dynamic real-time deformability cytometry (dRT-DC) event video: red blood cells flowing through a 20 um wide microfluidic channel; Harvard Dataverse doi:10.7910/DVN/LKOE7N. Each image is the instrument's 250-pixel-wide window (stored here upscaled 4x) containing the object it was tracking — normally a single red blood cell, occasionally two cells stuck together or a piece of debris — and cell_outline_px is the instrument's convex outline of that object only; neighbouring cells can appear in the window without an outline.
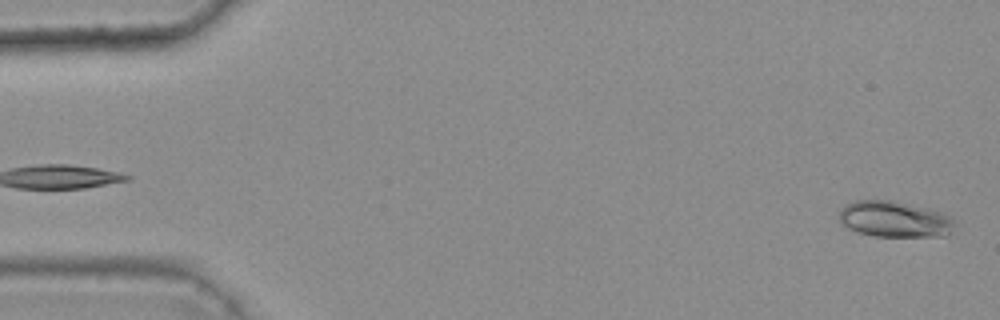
{"species": "common noctule bat (a hibernating species)", "species_latin": "Nyctalus noctula", "temperature_condition": "warm", "stored_images_in_passage": 46, "camera_frame_rate_fps": 3000, "um_per_image_px": 0.085, "animal": {"sex": "female", "body_mass_g": 25.1}, "frame": {"image": 1, "passage_image": 1, "time_ms": 0.0, "image_size_px": [1000, 320], "cell_outline_px": [[956, 224], [948, 236], [872, 236], [856, 232], [840, 224], [840, 208], [856, 200], [892, 200], [928, 208], [944, 212], [952, 216]], "centroid_in_image_um": [76.07, 18.63], "position_along_channel_um": 8.9, "area_um2": 24.62}}
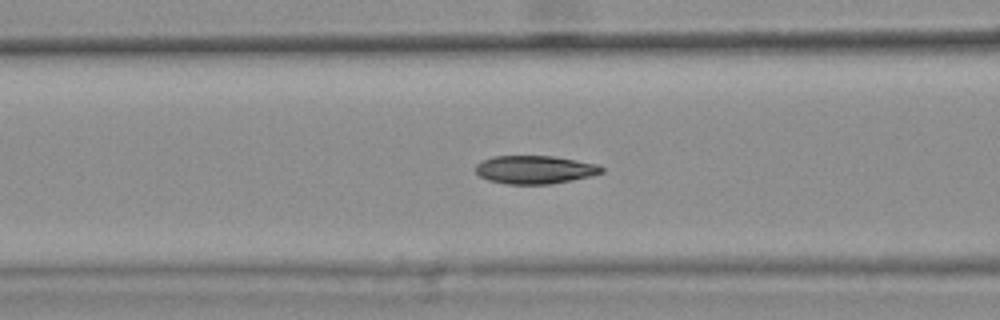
{"frame": {"image": 2, "passage_image": 21, "time_ms": 6.667, "image_size_px": [1000, 320], "cell_outline_px": [[604, 172], [572, 180], [552, 184], [508, 184], [488, 180], [480, 176], [476, 172], [476, 164], [480, 160], [492, 156], [552, 156], [600, 164], [604, 168]], "centroid_in_image_um": [45.46, 14.41], "position_along_channel_um": 121.1, "area_um2": 20.81}}
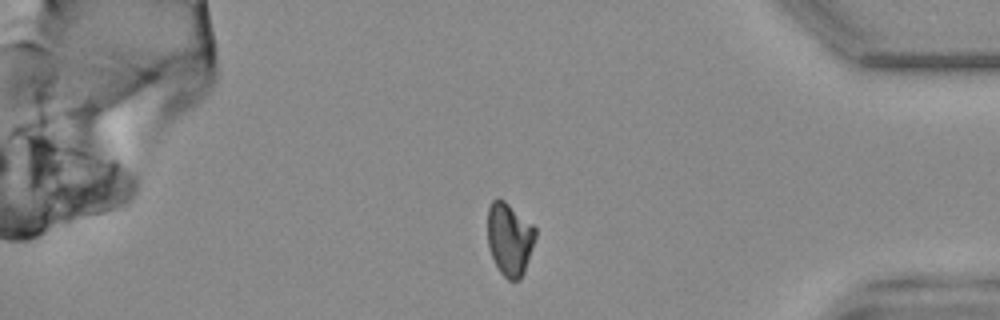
{"frame": {"image": 3, "passage_image": 45, "time_ms": 14.667, "image_size_px": [1000, 320], "cell_outline_px": [[536, 236], [524, 272], [520, 280], [508, 280], [500, 272], [488, 248], [488, 208], [492, 200], [496, 196], [504, 200], [532, 224], [536, 228]], "centroid_in_image_um": [43.3, 20.3], "position_along_channel_um": 391.9, "area_um2": 20.29}, "authors_computed_cell_mechanics": {"area_um2": 21.1837, "velocity_mm_per_s": 3.7007, "shape_relaxation_time_tau1_ms": 5.4236, "shape_relaxation_time_tau2_ms": 2.7047, "deformation_change_tau1": 0.1566, "deformation_change_tau2": 0.0664}}